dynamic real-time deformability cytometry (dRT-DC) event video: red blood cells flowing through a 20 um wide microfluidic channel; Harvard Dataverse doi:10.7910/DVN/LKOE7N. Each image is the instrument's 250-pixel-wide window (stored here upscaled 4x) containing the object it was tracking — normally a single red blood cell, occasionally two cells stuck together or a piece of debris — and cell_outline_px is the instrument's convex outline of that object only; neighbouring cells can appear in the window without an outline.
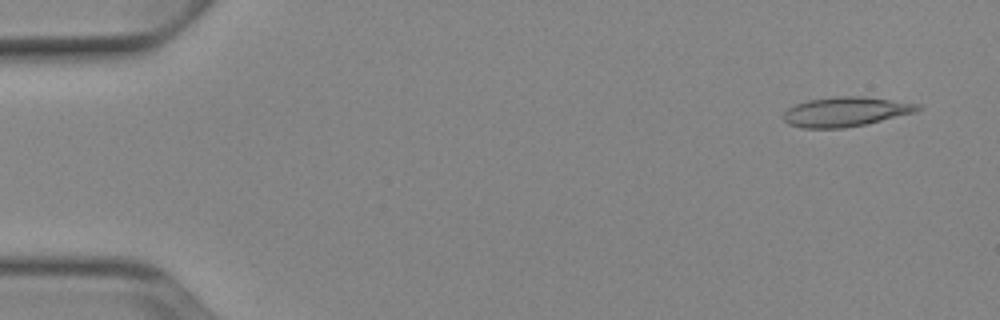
{"species": "Egyptian fruit bat (a non-hibernating species)", "species_latin": "Rousettus aegyptiacus", "temperature_condition": "cold", "stored_images_in_passage": 16, "camera_frame_rate_fps": 3000, "um_per_image_px": 0.085, "animal": {"sex": "female"}, "frame": {"image": 1, "passage_image": 3, "time_ms": 0.667, "image_size_px": [1000, 320], "cell_outline_px": [[924, 108], [916, 112], [864, 124], [844, 128], [800, 128], [788, 124], [784, 120], [784, 112], [788, 108], [796, 104], [808, 100], [836, 96], [864, 96], [920, 104]], "centroid_in_image_um": [71.88, 9.49], "position_along_channel_um": 13.1, "area_um2": 23.12}}
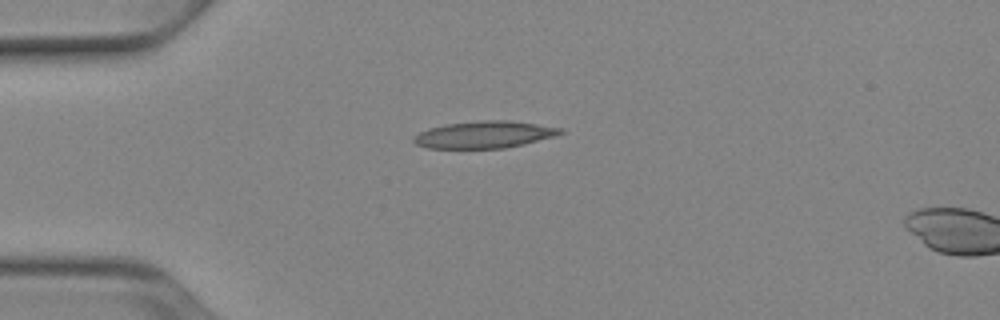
{"frame": {"image": 2, "passage_image": 13, "time_ms": 4.0, "image_size_px": [1000, 320], "cell_outline_px": [[564, 132], [556, 136], [524, 144], [504, 148], [428, 148], [416, 144], [412, 140], [412, 136], [428, 128], [448, 124], [480, 120], [512, 120], [564, 128]], "centroid_in_image_um": [41.19, 11.43], "position_along_channel_um": 43.8, "area_um2": 23.24}}